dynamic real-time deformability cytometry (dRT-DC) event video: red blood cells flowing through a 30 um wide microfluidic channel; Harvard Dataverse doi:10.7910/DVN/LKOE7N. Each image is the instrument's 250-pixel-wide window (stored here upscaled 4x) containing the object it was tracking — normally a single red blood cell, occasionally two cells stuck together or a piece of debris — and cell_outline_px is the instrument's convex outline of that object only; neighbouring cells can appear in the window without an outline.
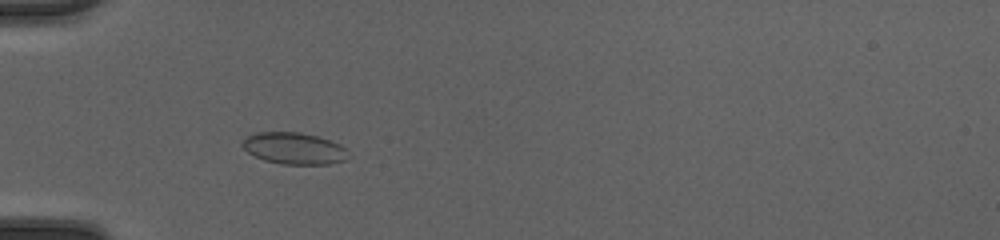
{"species": "common noctule bat (a hibernating species)", "species_latin": "Nyctalus noctula", "temperature_condition": "cold", "stored_images_in_passage": 44, "camera_frame_rate_fps": 3000, "um_per_image_px": 0.085, "animal": {"sex": "female", "body_mass_g": 20.0, "forearm_length_mm": 54.0}, "frame": {"image": 1, "passage_image": 12, "time_ms": 3.667, "image_size_px": [1000, 240], "cell_outline_px": [[352, 156], [344, 160], [328, 164], [280, 164], [264, 160], [248, 152], [240, 144], [248, 136], [256, 132], [300, 132], [316, 136], [340, 144]], "centroid_in_image_um": [25.01, 12.61], "position_along_channel_um": 60.0, "area_um2": 19.48}}
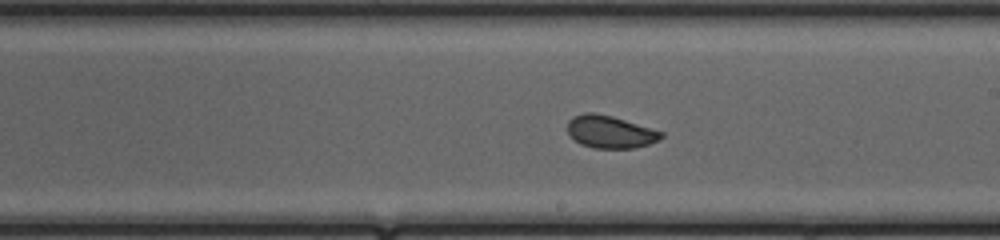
{"frame": {"image": 2, "passage_image": 25, "time_ms": 8.0, "image_size_px": [1000, 240], "cell_outline_px": [[664, 136], [660, 140], [648, 144], [632, 148], [592, 148], [580, 144], [568, 132], [568, 120], [572, 116], [584, 112], [592, 112], [612, 116], [664, 132]], "centroid_in_image_um": [51.86, 11.2], "position_along_channel_um": 237.1, "area_um2": 17.74}}
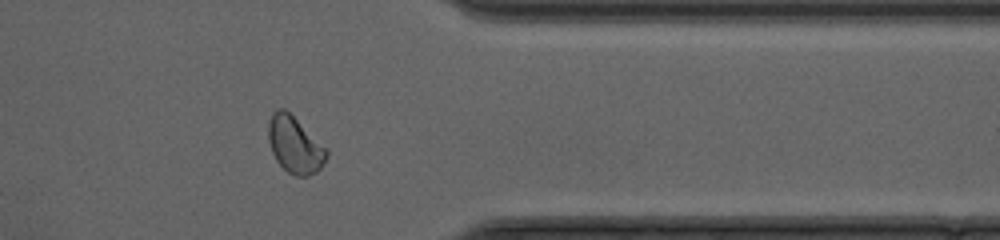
{"frame": {"image": 3, "passage_image": 36, "time_ms": 11.667, "image_size_px": [1000, 240], "cell_outline_px": [[328, 156], [324, 164], [316, 172], [308, 176], [296, 176], [288, 172], [276, 160], [272, 152], [268, 140], [268, 124], [272, 112], [276, 108], [284, 108], [328, 148]], "centroid_in_image_um": [25.07, 12.31], "position_along_channel_um": 386.3, "area_um2": 19.31}, "authors_computed_cell_mechanics": {"area_um2": 18.8428, "velocity_mm_per_s": 4.2713, "shape_relaxation_time_tau1_ms": 3.6755, "shape_relaxation_time_tau2_ms": 0.4521, "deformation_change_tau1": 0.0922, "deformation_change_tau2": 0.0501}}